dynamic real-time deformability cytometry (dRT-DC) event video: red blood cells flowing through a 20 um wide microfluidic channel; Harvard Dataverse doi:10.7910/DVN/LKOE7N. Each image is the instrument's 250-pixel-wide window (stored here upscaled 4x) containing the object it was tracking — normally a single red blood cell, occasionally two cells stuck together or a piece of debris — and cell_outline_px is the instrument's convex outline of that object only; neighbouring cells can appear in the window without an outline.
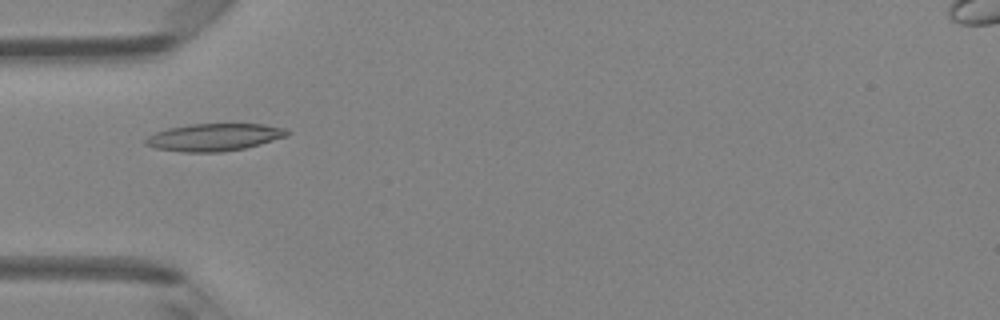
{"species": "Egyptian fruit bat (a non-hibernating species)", "species_latin": "Rousettus aegyptiacus", "temperature_condition": "room temperature", "stored_images_in_passage": 45, "camera_frame_rate_fps": 3000, "um_per_image_px": 0.085, "animal": {"sex": "female"}, "frame": {"image": 1, "passage_image": 13, "time_ms": 4.0, "image_size_px": [1000, 320], "cell_outline_px": [[292, 132], [288, 136], [260, 144], [244, 148], [220, 152], [184, 152], [156, 148], [144, 144], [144, 140], [148, 136], [156, 132], [168, 128], [192, 124], [264, 124], [284, 128]], "centroid_in_image_um": [18.23, 11.66], "position_along_channel_um": 66.8, "area_um2": 22.54}}
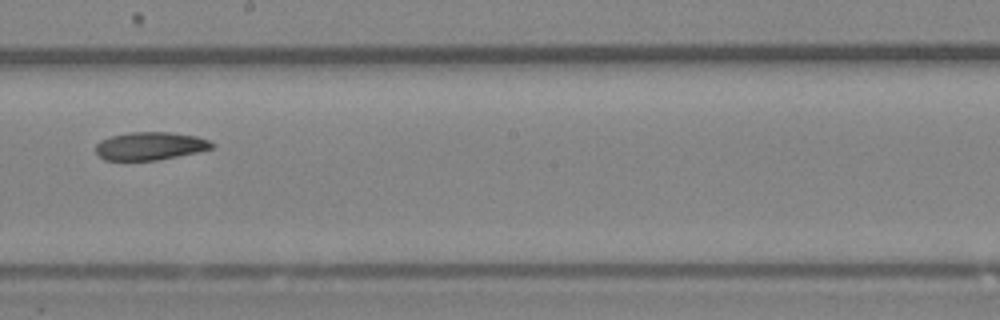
{"frame": {"image": 2, "passage_image": 25, "time_ms": 8.0, "image_size_px": [1000, 320], "cell_outline_px": [[216, 144], [212, 148], [196, 152], [156, 160], [104, 160], [96, 152], [96, 144], [100, 140], [112, 136], [132, 132], [172, 132], [196, 136], [208, 140]], "centroid_in_image_um": [12.76, 12.4], "position_along_channel_um": 235.4, "area_um2": 18.79}}
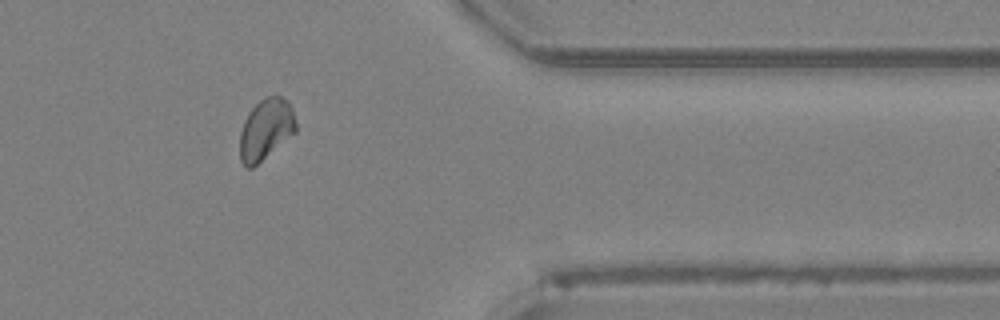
{"frame": {"image": 3, "passage_image": 37, "time_ms": 12.0, "image_size_px": [1000, 320], "cell_outline_px": [[296, 132], [252, 168], [248, 168], [240, 160], [240, 132], [244, 120], [248, 112], [260, 100], [268, 96], [280, 96], [288, 100], [292, 108], [296, 124]], "centroid_in_image_um": [22.59, 10.98], "position_along_channel_um": 388.8, "area_um2": 19.83}}